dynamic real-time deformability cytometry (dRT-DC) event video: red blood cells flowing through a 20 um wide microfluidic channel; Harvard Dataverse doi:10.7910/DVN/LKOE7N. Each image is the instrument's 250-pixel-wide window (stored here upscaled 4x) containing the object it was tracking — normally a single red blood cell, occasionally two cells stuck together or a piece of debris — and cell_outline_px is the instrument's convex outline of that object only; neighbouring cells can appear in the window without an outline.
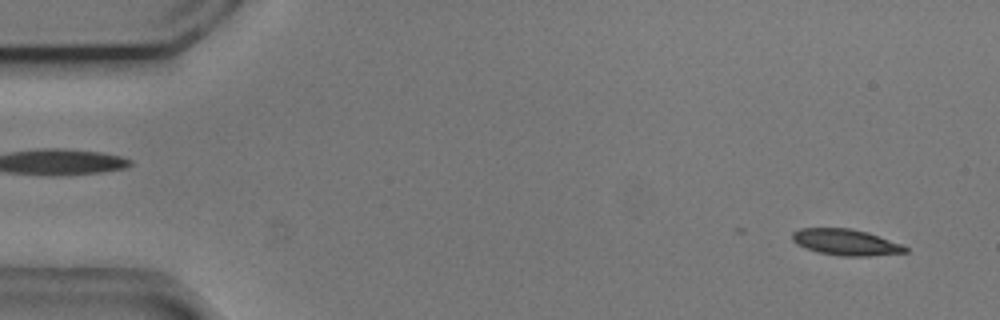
{"species": "common noctule bat (a hibernating species)", "species_latin": "Nyctalus noctula", "temperature_condition": "cold", "stored_images_in_passage": 25, "camera_frame_rate_fps": 3000, "um_per_image_px": 0.085, "animal": {"sex": "male", "body_mass_g": 20.5, "forearm_length_mm": 52.5}, "frame": {"image": 1, "passage_image": 3, "time_ms": 0.667, "image_size_px": [1000, 320], "cell_outline_px": [[908, 252], [868, 256], [840, 256], [820, 252], [796, 244], [792, 240], [792, 232], [800, 228], [848, 228], [868, 232], [900, 244], [908, 248]], "centroid_in_image_um": [71.88, 20.58], "position_along_channel_um": 13.1, "area_um2": 17.05}}
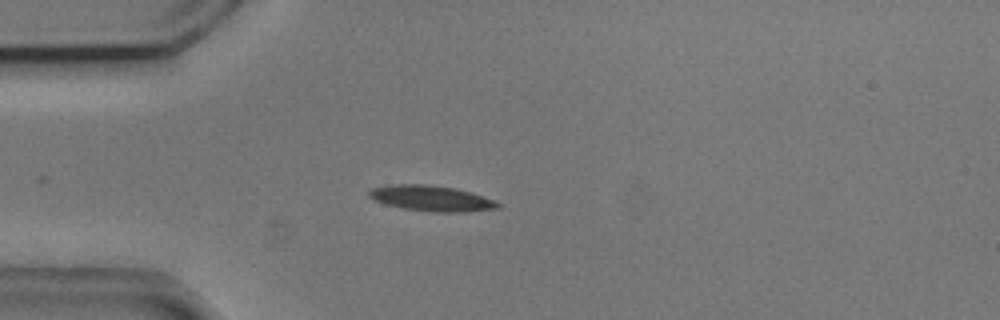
{"frame": {"image": 2, "passage_image": 14, "time_ms": 4.333, "image_size_px": [1000, 320], "cell_outline_px": [[500, 208], [464, 212], [432, 212], [404, 208], [388, 204], [376, 200], [368, 196], [368, 192], [372, 188], [392, 184], [428, 184], [456, 188], [472, 192], [492, 200], [500, 204]], "centroid_in_image_um": [36.68, 16.85], "position_along_channel_um": 48.3, "area_um2": 19.07}}
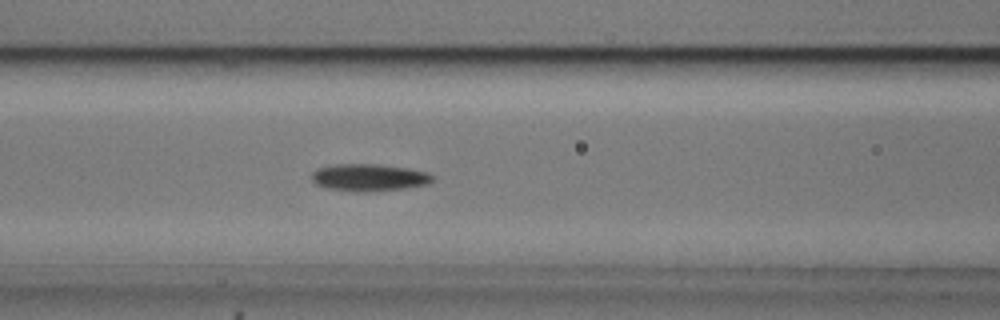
{"frame": {"image": 3, "passage_image": 22, "time_ms": 7.0, "image_size_px": [1000, 320], "cell_outline_px": [[436, 176], [428, 184], [408, 188], [364, 192], [360, 192], [324, 188], [316, 184], [312, 180], [312, 172], [316, 168], [336, 164], [376, 164], [408, 168], [428, 172]], "centroid_in_image_um": [31.38, 15.09], "position_along_channel_um": 135.2, "area_um2": 19.36}}